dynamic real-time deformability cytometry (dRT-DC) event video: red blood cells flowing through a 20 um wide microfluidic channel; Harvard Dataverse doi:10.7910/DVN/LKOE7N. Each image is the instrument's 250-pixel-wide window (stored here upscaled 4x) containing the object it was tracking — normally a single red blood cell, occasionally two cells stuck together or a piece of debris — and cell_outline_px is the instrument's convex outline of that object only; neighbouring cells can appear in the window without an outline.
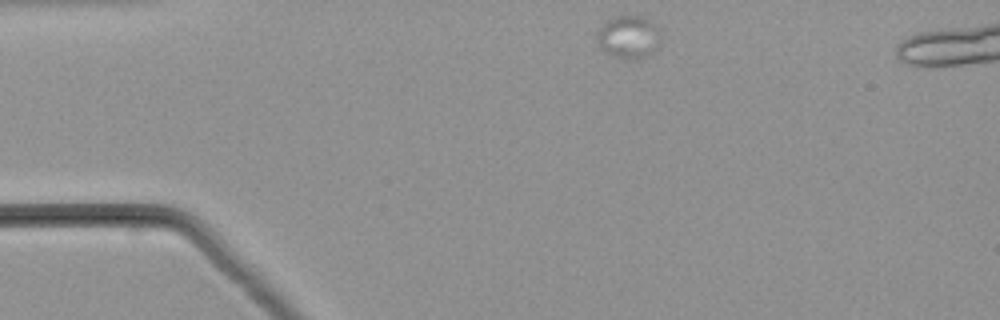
{"species": "common noctule bat (a hibernating species)", "species_latin": "Nyctalus noctula", "temperature_condition": "warm", "stored_images_in_passage": 40, "camera_frame_rate_fps": 3000, "um_per_image_px": 0.085, "animal": {"sex": "male", "body_mass_g": 21.5, "forearm_length_mm": 52.0}, "frame": {"image": 1, "passage_image": 1, "time_ms": 0.0, "image_size_px": [1000, 320], "cell_outline_px": [[660, 36], [656, 48], [652, 52], [640, 60], [628, 60], [616, 56], [608, 52], [596, 40], [596, 32], [612, 16], [640, 16], [648, 20], [660, 28]], "centroid_in_image_um": [53.45, 3.14], "position_along_channel_um": 31.5, "area_um2": 15.72}}
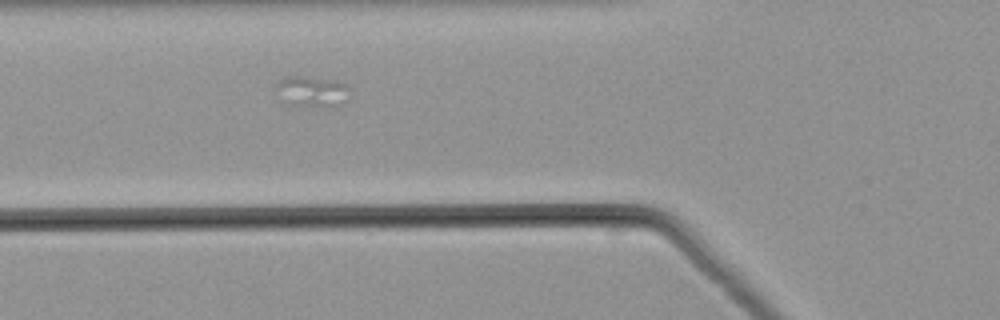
{"frame": {"image": 2, "passage_image": 10, "time_ms": 3.0, "image_size_px": [1000, 320], "cell_outline_px": [[348, 88], [340, 104], [332, 108], [324, 108], [292, 104], [284, 100], [272, 88], [284, 76], [304, 76], [336, 80], [344, 84]], "centroid_in_image_um": [26.44, 7.76], "position_along_channel_um": 99.4, "area_um2": 13.12}}
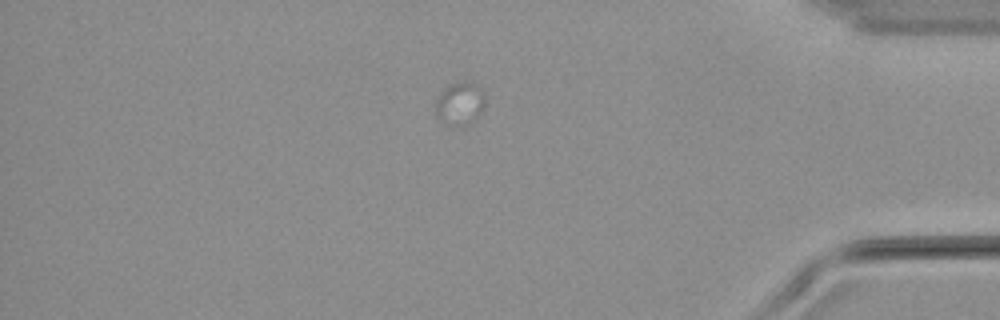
{"frame": {"image": 3, "passage_image": 35, "time_ms": 11.333, "image_size_px": [1000, 320], "cell_outline_px": [[484, 104], [480, 112], [476, 116], [440, 120], [436, 116], [436, 100], [444, 88], [456, 80], [460, 80], [472, 84], [480, 88], [484, 92]], "centroid_in_image_um": [39.07, 8.59], "position_along_channel_um": 396.1, "area_um2": 10.81}}